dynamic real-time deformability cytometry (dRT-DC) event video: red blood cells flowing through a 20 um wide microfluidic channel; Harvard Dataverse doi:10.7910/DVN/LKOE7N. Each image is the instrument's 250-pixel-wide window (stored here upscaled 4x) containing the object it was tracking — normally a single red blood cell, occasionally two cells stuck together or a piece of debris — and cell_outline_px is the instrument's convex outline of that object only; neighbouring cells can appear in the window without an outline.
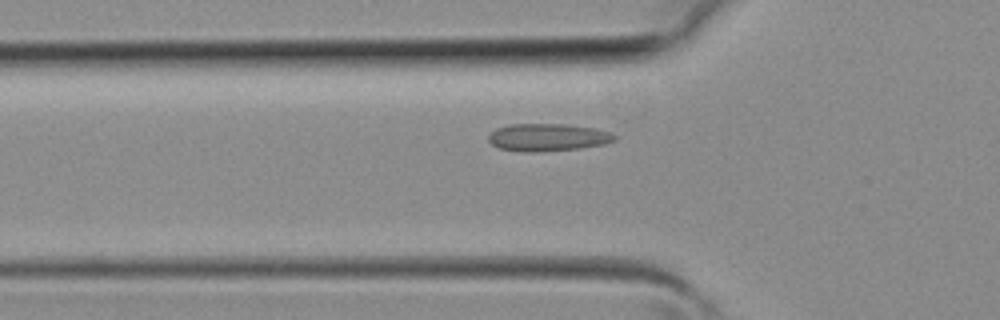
{"species": "common noctule bat (a hibernating species)", "species_latin": "Nyctalus noctula", "temperature_condition": "room temperature", "stored_images_in_passage": 34, "camera_frame_rate_fps": 3000, "um_per_image_px": 0.085, "animal": {"sex": "female", "body_mass_g": 19.3, "forearm_length_mm": 54.1}, "frame": {"image": 1, "passage_image": 8, "time_ms": 2.333, "image_size_px": [1000, 320], "cell_outline_px": [[616, 140], [604, 144], [580, 148], [536, 152], [524, 152], [500, 148], [492, 144], [488, 140], [488, 136], [496, 128], [508, 124], [564, 124], [596, 128], [608, 132], [616, 136]], "centroid_in_image_um": [46.55, 11.67], "position_along_channel_um": 79.3, "area_um2": 20.17}}
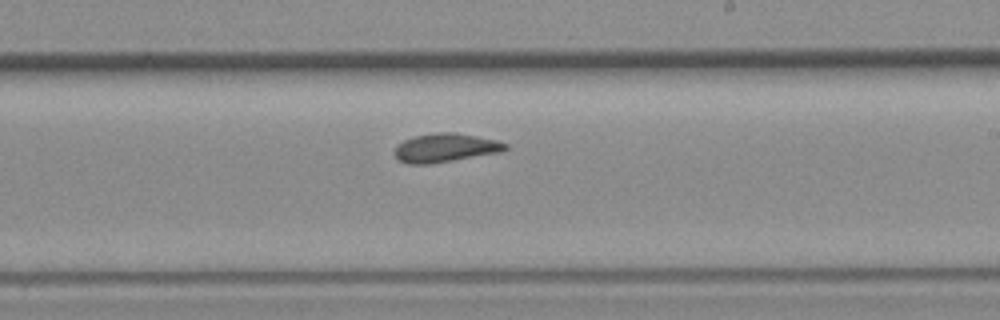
{"frame": {"image": 2, "passage_image": 18, "time_ms": 5.667, "image_size_px": [1000, 320], "cell_outline_px": [[508, 148], [500, 152], [432, 164], [408, 164], [396, 160], [396, 144], [412, 136], [436, 132], [456, 132], [500, 140], [508, 144]], "centroid_in_image_um": [37.86, 12.55], "position_along_channel_um": 251.1, "area_um2": 18.84}}
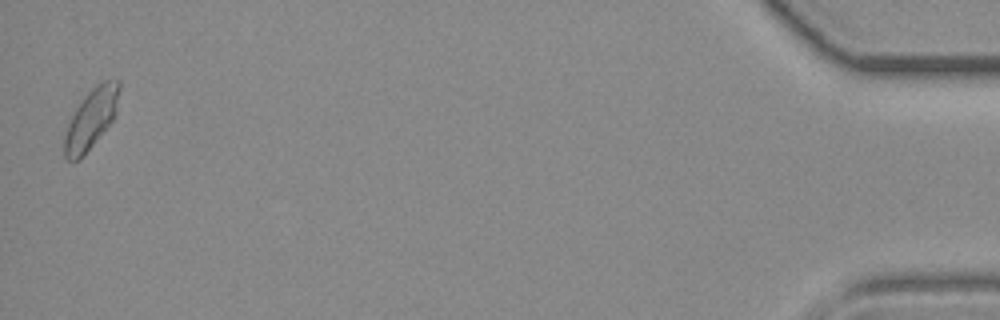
{"frame": {"image": 3, "passage_image": 34, "time_ms": 11.0, "image_size_px": [1000, 320], "cell_outline_px": [[120, 88], [116, 112], [112, 120], [80, 160], [68, 160], [64, 156], [64, 136], [68, 124], [76, 108], [84, 96], [100, 80], [120, 80]], "centroid_in_image_um": [7.74, 10.07], "position_along_channel_um": 427.5, "area_um2": 18.96}}